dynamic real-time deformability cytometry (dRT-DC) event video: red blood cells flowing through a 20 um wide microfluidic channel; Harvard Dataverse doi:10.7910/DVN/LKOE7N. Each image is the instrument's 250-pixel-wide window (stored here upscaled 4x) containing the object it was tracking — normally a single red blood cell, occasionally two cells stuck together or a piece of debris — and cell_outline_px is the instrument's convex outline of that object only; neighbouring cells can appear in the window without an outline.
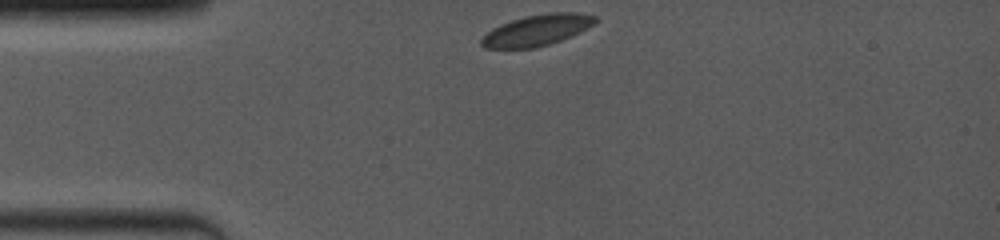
{"species": "common noctule bat (a hibernating species)", "species_latin": "Nyctalus noctula", "temperature_condition": "room temperature", "stored_images_in_passage": 42, "camera_frame_rate_fps": 4000, "um_per_image_px": 0.085, "animal": {"sex": "female", "body_mass_g": 19.0, "forearm_length_mm": 53.3}, "frame": {"image": 1, "passage_image": 1, "time_ms": 0.0, "image_size_px": [1000, 240], "cell_outline_px": [[596, 20], [592, 24], [560, 40], [536, 48], [484, 48], [480, 44], [480, 40], [492, 28], [500, 24], [524, 16], [548, 12], [576, 12], [596, 16]], "centroid_in_image_um": [45.57, 2.56], "position_along_channel_um": 39.4, "area_um2": 20.23}}
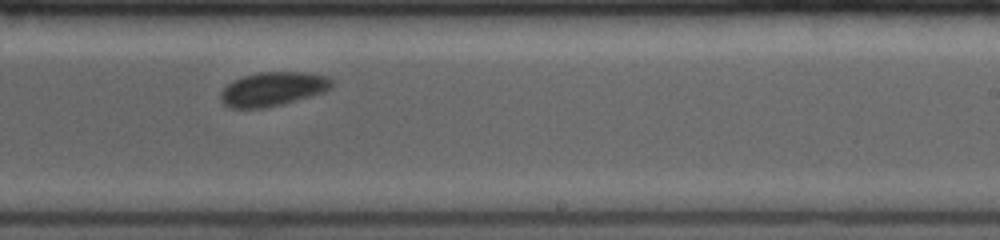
{"frame": {"image": 2, "passage_image": 25, "time_ms": 6.5, "image_size_px": [1000, 240], "cell_outline_px": [[332, 88], [324, 92], [312, 96], [264, 108], [228, 108], [220, 100], [220, 92], [228, 84], [244, 76], [260, 72], [308, 72], [328, 76], [332, 80]], "centroid_in_image_um": [23.21, 7.56], "position_along_channel_um": 265.8, "area_um2": 22.02}}
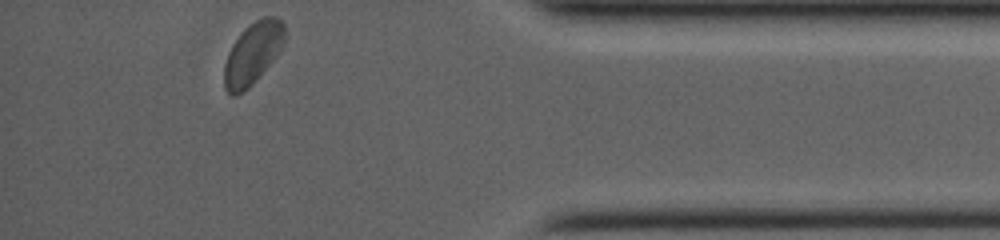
{"frame": {"image": 3, "passage_image": 42, "time_ms": 10.75, "image_size_px": [1000, 240], "cell_outline_px": [[284, 44], [272, 60], [252, 84], [244, 92], [236, 96], [232, 96], [224, 88], [224, 64], [228, 52], [232, 44], [256, 20], [264, 16], [276, 16], [284, 24]], "centroid_in_image_um": [21.47, 4.57], "position_along_channel_um": 413.7, "area_um2": 21.33}, "authors_computed_cell_mechanics": {"area_um2": 21.7328, "velocity_mm_per_s": 3.9459, "shape_relaxation_time_tau1_ms": 1.1079, "shape_relaxation_time_tau2_ms": null, "deformation_change_tau1": 0.0495, "deformation_change_tau2": null}}